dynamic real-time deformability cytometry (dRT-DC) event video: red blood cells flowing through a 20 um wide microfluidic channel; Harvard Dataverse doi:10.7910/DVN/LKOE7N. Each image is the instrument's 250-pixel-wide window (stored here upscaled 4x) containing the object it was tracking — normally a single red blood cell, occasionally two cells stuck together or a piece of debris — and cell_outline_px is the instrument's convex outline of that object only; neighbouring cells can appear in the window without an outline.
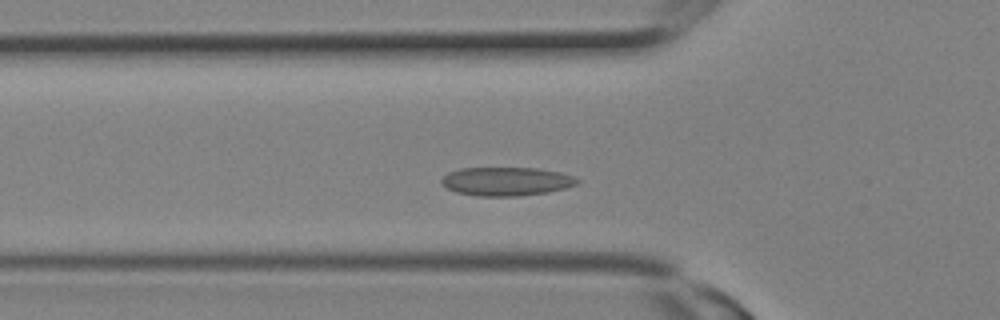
{"species": "Egyptian fruit bat (a non-hibernating species)", "species_latin": "Rousettus aegyptiacus", "temperature_condition": "room temperature", "stored_images_in_passage": 15, "camera_frame_rate_fps": 3000, "um_per_image_px": 0.085, "animal": {"sex": "female"}, "frame": {"image": 1, "passage_image": 5, "time_ms": 1.333, "image_size_px": [1000, 320], "cell_outline_px": [[580, 180], [576, 184], [564, 188], [548, 192], [516, 196], [476, 196], [456, 192], [448, 188], [440, 180], [448, 172], [460, 168], [540, 168], [560, 172], [572, 176]], "centroid_in_image_um": [43.03, 15.41], "position_along_channel_um": 82.8, "area_um2": 22.54}}
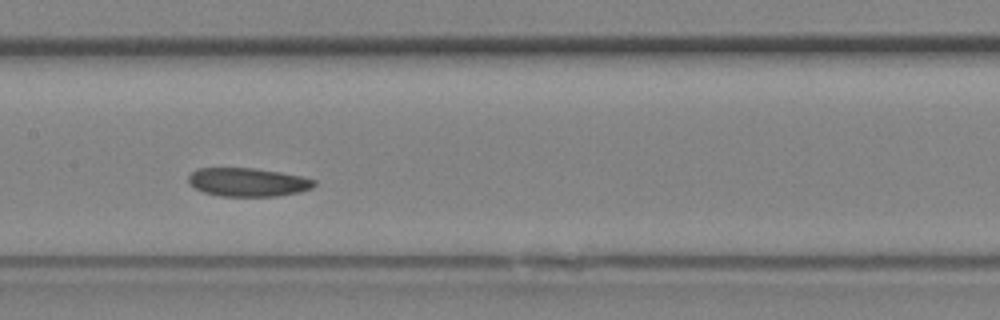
{"frame": {"image": 2, "passage_image": 9, "time_ms": 2.667, "image_size_px": [1000, 320], "cell_outline_px": [[316, 184], [312, 188], [300, 192], [276, 196], [220, 196], [204, 192], [188, 184], [188, 176], [196, 168], [252, 168], [280, 172], [300, 176], [316, 180]], "centroid_in_image_um": [21.05, 15.48], "position_along_channel_um": 186.3, "area_um2": 20.92}}
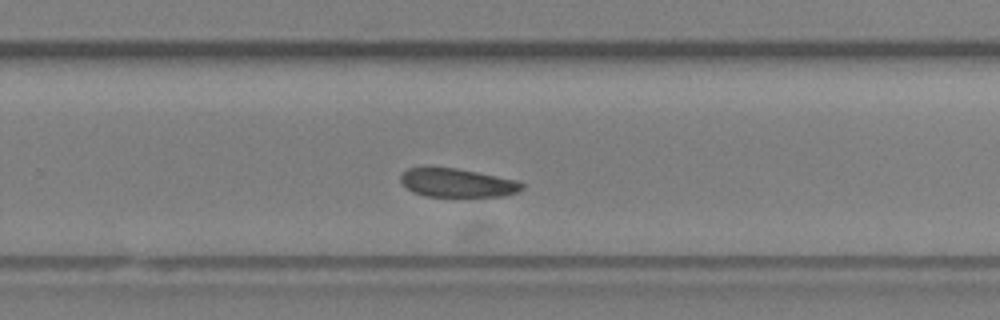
{"frame": {"image": 3, "passage_image": 13, "time_ms": 4.0, "image_size_px": [1000, 320], "cell_outline_px": [[524, 188], [516, 192], [504, 196], [428, 196], [412, 192], [400, 180], [400, 176], [408, 168], [456, 168], [516, 180], [524, 184]], "centroid_in_image_um": [38.88, 15.55], "position_along_channel_um": 290.9, "area_um2": 19.83}}